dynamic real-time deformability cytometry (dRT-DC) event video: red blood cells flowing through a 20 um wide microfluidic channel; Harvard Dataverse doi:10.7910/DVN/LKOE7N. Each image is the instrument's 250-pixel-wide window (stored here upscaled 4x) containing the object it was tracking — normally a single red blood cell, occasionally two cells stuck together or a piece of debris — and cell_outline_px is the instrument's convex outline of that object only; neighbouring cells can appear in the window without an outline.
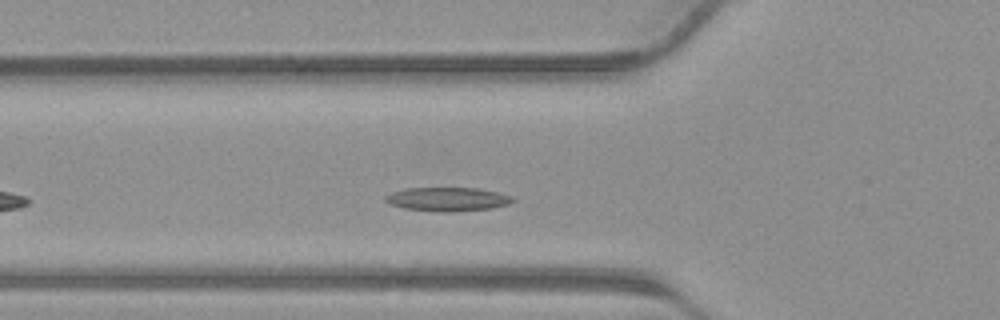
{"species": "common noctule bat (a hibernating species)", "species_latin": "Nyctalus noctula", "temperature_condition": "warm", "stored_images_in_passage": 26, "camera_frame_rate_fps": 3000, "um_per_image_px": 0.085, "animal": {"sex": "male", "body_mass_g": 23.1, "forearm_length_mm": 52.7}, "frame": {"image": 1, "passage_image": 6, "time_ms": 1.667, "image_size_px": [1000, 320], "cell_outline_px": [[516, 200], [508, 204], [492, 208], [452, 212], [440, 212], [404, 208], [388, 204], [384, 200], [384, 196], [392, 192], [404, 188], [476, 188], [496, 192], [512, 196]], "centroid_in_image_um": [38.01, 16.93], "position_along_channel_um": 87.8, "area_um2": 17.74}}
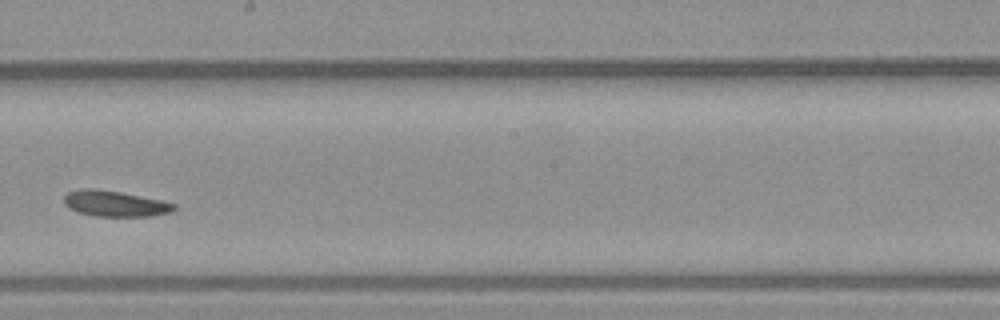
{"frame": {"image": 2, "passage_image": 15, "time_ms": 4.667, "image_size_px": [1000, 320], "cell_outline_px": [[176, 208], [168, 212], [152, 216], [96, 216], [80, 212], [68, 208], [64, 204], [64, 196], [68, 192], [80, 188], [96, 188], [120, 192], [164, 200], [176, 204]], "centroid_in_image_um": [9.76, 17.29], "position_along_channel_um": 238.4, "area_um2": 16.59}}
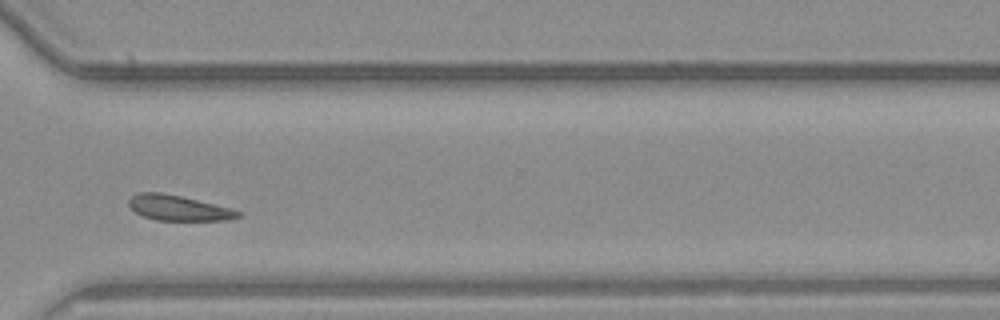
{"frame": {"image": 3, "passage_image": 22, "time_ms": 7.0, "image_size_px": [1000, 320], "cell_outline_px": [[240, 216], [228, 220], [156, 220], [144, 216], [136, 212], [128, 204], [128, 200], [136, 192], [160, 192], [180, 196], [232, 208], [240, 212]], "centroid_in_image_um": [15.15, 17.67], "position_along_channel_um": 355.5, "area_um2": 15.95}}